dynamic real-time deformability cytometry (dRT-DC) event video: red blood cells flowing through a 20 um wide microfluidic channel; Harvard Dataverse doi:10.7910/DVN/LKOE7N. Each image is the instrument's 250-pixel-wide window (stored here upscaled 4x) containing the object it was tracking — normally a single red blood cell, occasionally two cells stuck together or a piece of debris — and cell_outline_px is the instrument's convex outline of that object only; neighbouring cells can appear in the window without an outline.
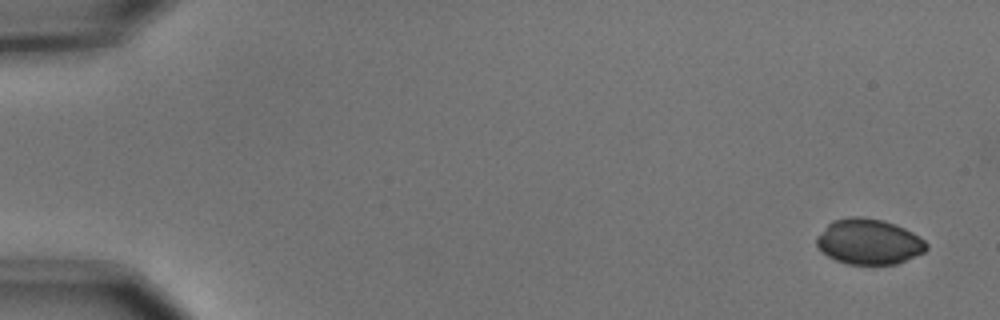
{"species": "common noctule bat (a hibernating species)", "species_latin": "Nyctalus noctula", "temperature_condition": "cold", "stored_images_in_passage": 5, "camera_frame_rate_fps": 3000, "um_per_image_px": 0.085, "animal": {"sex": "male", "body_mass_g": 15.6}, "frame": {"image": 1, "passage_image": 1, "time_ms": 0.0, "image_size_px": [1000, 320], "cell_outline_px": [[928, 248], [924, 252], [896, 264], [848, 264], [836, 260], [828, 256], [816, 244], [816, 236], [832, 220], [852, 216], [860, 216], [884, 220], [904, 228], [912, 232], [924, 240], [928, 244]], "centroid_in_image_um": [73.85, 20.53], "position_along_channel_um": 11.2, "area_um2": 29.02}}
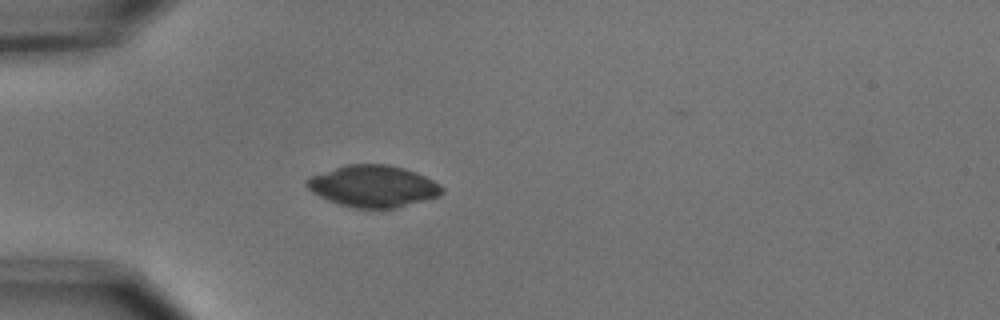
{"frame": {"image": 2, "passage_image": 5, "time_ms": 1.333, "image_size_px": [1000, 320], "cell_outline_px": [[444, 192], [440, 196], [396, 208], [356, 208], [340, 204], [328, 200], [312, 192], [304, 184], [304, 180], [308, 176], [344, 164], [388, 164], [404, 168], [416, 172], [440, 184], [444, 188]], "centroid_in_image_um": [31.7, 15.81], "position_along_channel_um": 53.3, "area_um2": 33.12}}